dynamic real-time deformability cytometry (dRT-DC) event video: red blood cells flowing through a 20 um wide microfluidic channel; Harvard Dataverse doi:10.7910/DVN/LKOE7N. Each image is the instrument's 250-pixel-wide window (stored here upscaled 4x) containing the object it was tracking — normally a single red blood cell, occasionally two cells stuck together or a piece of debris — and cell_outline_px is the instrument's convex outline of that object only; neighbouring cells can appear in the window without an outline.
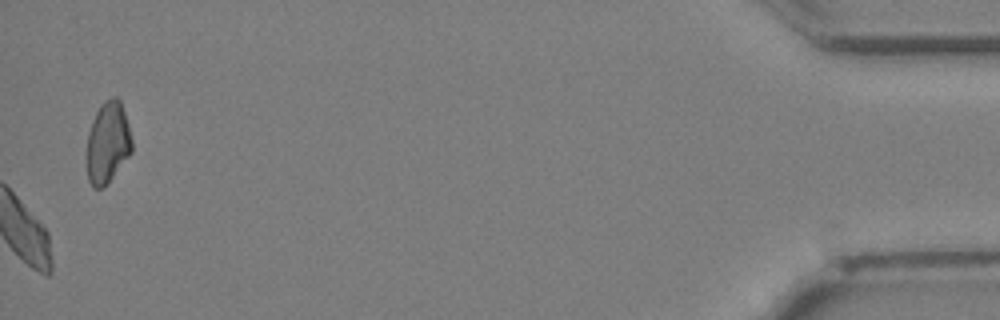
{"species": "Egyptian fruit bat (a non-hibernating species)", "species_latin": "Rousettus aegyptiacus", "temperature_condition": "cold", "stored_images_in_passage": 36, "camera_frame_rate_fps": 3000, "um_per_image_px": 0.085, "animal": {"sex": "female"}, "frame": {"image": 1, "passage_image": 36, "time_ms": 11.667, "image_size_px": [1000, 320], "cell_outline_px": [[132, 152], [104, 188], [92, 188], [88, 180], [88, 132], [96, 112], [100, 104], [104, 100], [112, 96], [116, 96], [120, 100], [128, 124], [132, 140]], "centroid_in_image_um": [9.17, 12.12], "position_along_channel_um": 426.0, "area_um2": 21.33}}